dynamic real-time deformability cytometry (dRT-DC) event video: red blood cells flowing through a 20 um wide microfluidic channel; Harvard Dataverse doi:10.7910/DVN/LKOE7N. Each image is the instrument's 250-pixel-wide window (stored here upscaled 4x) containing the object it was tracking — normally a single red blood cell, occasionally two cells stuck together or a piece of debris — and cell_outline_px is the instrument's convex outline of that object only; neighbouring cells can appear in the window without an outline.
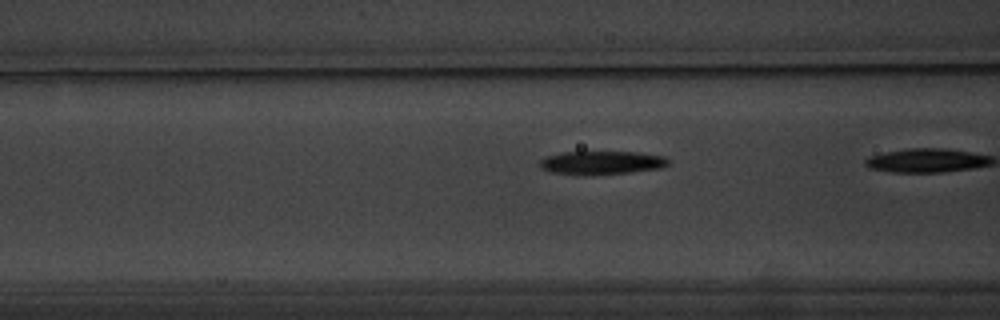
{"species": "common noctule bat (a hibernating species)", "species_latin": "Nyctalus noctula", "temperature_condition": "warm", "stored_images_in_passage": 26, "segment_of_instrument_passage": [2, 2], "camera_frame_rate_fps": 3000, "um_per_image_px": 0.085, "animal": {"sex": "male", "body_mass_g": 20.1, "forearm_length_mm": 53.5}, "frame": {"image": 1, "passage_image": 23, "time_ms": 7.333, "image_size_px": [1000, 320], "cell_outline_px": [[668, 164], [660, 168], [632, 172], [580, 176], [552, 172], [540, 168], [540, 160], [544, 156], [564, 152], [640, 152], [664, 156], [668, 160]], "centroid_in_image_um": [51.1, 13.84], "position_along_channel_um": 115.5, "area_um2": 17.74}}